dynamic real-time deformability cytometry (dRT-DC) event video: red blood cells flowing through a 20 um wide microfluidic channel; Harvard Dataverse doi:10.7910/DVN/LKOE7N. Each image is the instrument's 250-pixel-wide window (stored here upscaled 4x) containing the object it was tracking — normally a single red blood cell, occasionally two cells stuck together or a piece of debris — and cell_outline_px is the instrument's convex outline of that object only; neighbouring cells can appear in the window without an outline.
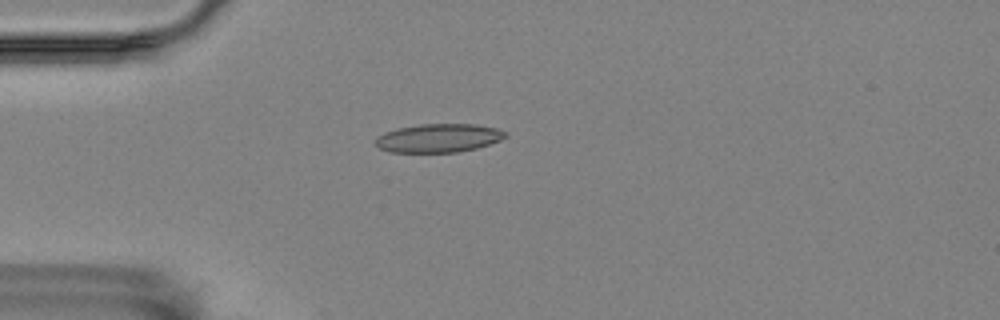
{"species": "Egyptian fruit bat (a non-hibernating species)", "species_latin": "Rousettus aegyptiacus", "temperature_condition": "room temperature", "stored_images_in_passage": 57, "camera_frame_rate_fps": 3000, "um_per_image_px": 0.085, "animal": {"sex": "female"}, "frame": {"image": 1, "passage_image": 15, "time_ms": 4.667, "image_size_px": [1000, 320], "cell_outline_px": [[508, 136], [500, 140], [476, 148], [460, 152], [392, 152], [380, 148], [376, 144], [376, 136], [384, 132], [400, 128], [420, 124], [476, 124], [496, 128], [508, 132]], "centroid_in_image_um": [37.31, 11.73], "position_along_channel_um": 47.7, "area_um2": 21.56}}
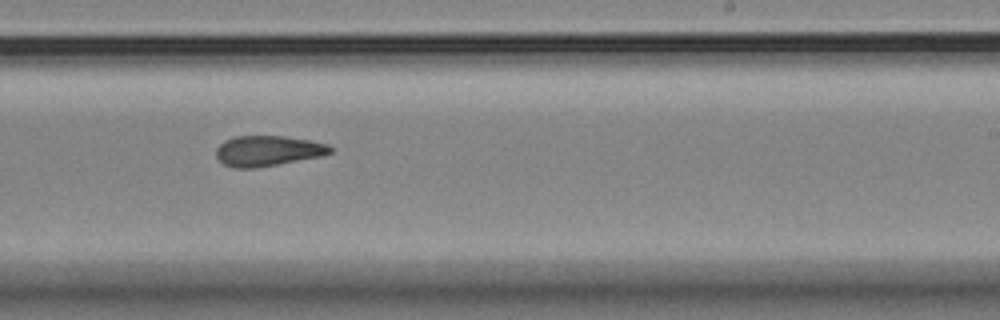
{"frame": {"image": 2, "passage_image": 35, "time_ms": 11.333, "image_size_px": [1000, 320], "cell_outline_px": [[332, 152], [324, 156], [256, 168], [232, 168], [224, 164], [216, 156], [216, 148], [224, 140], [236, 136], [284, 136], [308, 140], [328, 144], [332, 148]], "centroid_in_image_um": [22.77, 12.83], "position_along_channel_um": 266.2, "area_um2": 20.35}}
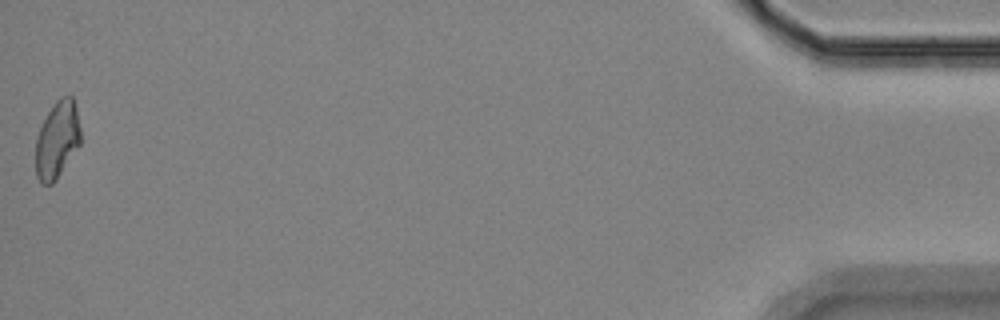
{"frame": {"image": 3, "passage_image": 57, "time_ms": 18.667, "image_size_px": [1000, 320], "cell_outline_px": [[80, 144], [56, 180], [52, 184], [40, 184], [36, 176], [36, 136], [48, 112], [56, 100], [60, 96], [72, 96], [76, 108], [80, 128]], "centroid_in_image_um": [4.85, 11.9], "position_along_channel_um": 430.4, "area_um2": 20.11}, "authors_computed_cell_mechanics": {"area_um2": 20.6924, "velocity_mm_per_s": 3.487, "shape_relaxation_time_tau1_ms": null, "shape_relaxation_time_tau2_ms": 4.4208, "deformation_change_tau1": null, "deformation_change_tau2": 0.1118}}